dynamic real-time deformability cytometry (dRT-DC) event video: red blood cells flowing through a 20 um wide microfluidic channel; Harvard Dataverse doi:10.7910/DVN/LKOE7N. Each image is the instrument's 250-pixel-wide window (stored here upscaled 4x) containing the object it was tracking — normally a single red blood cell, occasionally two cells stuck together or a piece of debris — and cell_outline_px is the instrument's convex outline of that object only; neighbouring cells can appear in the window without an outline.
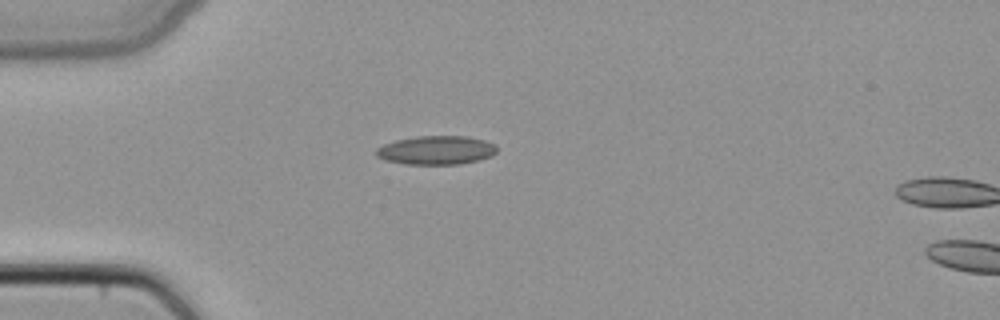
{"species": "common noctule bat (a hibernating species)", "species_latin": "Nyctalus noctula", "temperature_condition": "cold", "stored_images_in_passage": 2, "camera_frame_rate_fps": 3000, "um_per_image_px": 0.085, "animal": {"sex": "female", "body_mass_g": 22.7, "forearm_length_mm": 54.2}, "frame": {"image": 1, "passage_image": 1, "time_ms": 0.0, "image_size_px": [1000, 320], "cell_outline_px": [[496, 152], [492, 156], [480, 160], [460, 164], [404, 164], [384, 160], [376, 156], [376, 148], [384, 144], [396, 140], [416, 136], [468, 136], [484, 140], [496, 144]], "centroid_in_image_um": [37.09, 12.77], "position_along_channel_um": 47.9, "area_um2": 20.4}}